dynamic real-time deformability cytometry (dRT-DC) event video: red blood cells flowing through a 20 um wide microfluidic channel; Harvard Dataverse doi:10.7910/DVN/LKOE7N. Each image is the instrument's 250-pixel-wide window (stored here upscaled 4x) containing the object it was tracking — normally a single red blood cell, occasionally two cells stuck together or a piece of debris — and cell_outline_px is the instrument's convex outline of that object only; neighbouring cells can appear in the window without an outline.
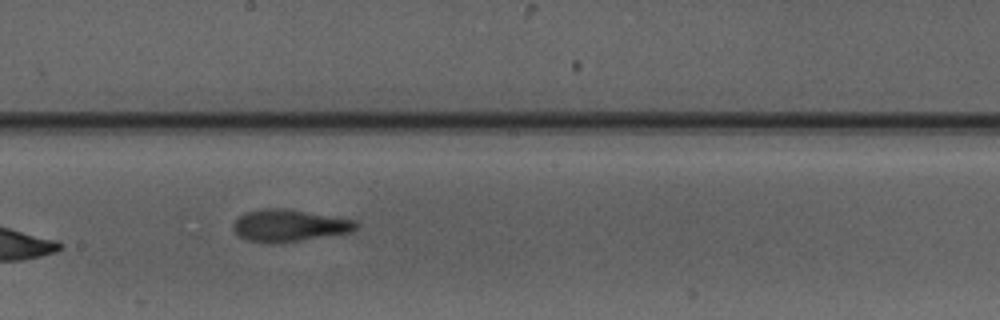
{"species": "Egyptian fruit bat (a non-hibernating species)", "species_latin": "Rousettus aegyptiacus", "temperature_condition": "warm", "stored_images_in_passage": 9, "segment_of_instrument_passage": [1, 2], "camera_frame_rate_fps": 3000, "um_per_image_px": 0.085, "animal": {"sex": "male"}, "frame": {"image": 1, "passage_image": 6, "time_ms": 5.667, "image_size_px": [1000, 320], "cell_outline_px": [[356, 228], [352, 232], [300, 240], [272, 244], [268, 244], [248, 240], [240, 236], [232, 228], [232, 224], [244, 212], [264, 208], [284, 208], [356, 220]], "centroid_in_image_um": [24.55, 19.17], "position_along_channel_um": 223.7, "area_um2": 22.83}}
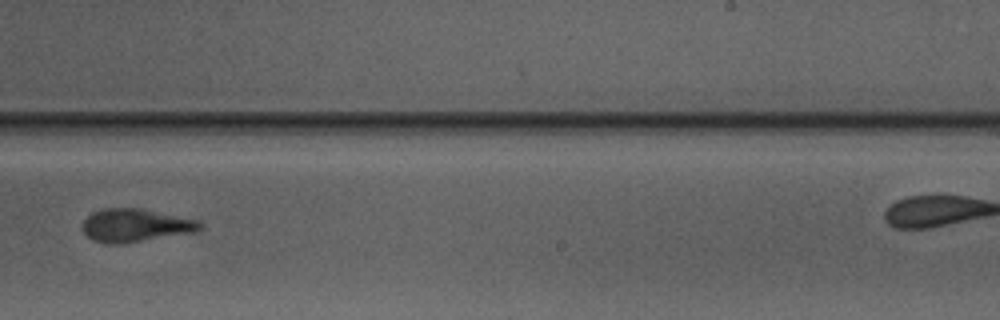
{"frame": {"image": 2, "passage_image": 7, "time_ms": 7.0, "image_size_px": [1000, 320], "cell_outline_px": [[204, 228], [196, 232], [120, 244], [104, 244], [92, 240], [84, 232], [84, 220], [92, 212], [104, 208], [140, 208], [200, 220], [204, 224]], "centroid_in_image_um": [11.56, 19.16], "position_along_channel_um": 277.4, "area_um2": 22.83}}